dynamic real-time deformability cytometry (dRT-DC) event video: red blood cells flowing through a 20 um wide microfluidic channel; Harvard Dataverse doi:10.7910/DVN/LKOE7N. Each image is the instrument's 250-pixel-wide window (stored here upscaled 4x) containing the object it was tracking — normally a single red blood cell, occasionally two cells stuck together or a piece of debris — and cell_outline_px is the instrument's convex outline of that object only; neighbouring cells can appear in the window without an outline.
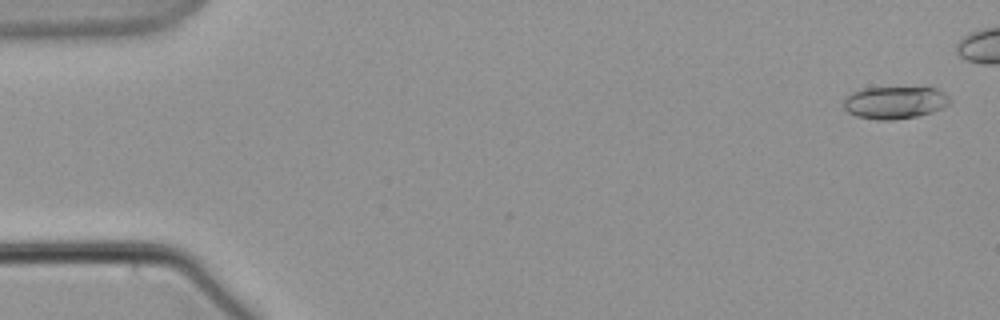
{"species": "common noctule bat (a hibernating species)", "species_latin": "Nyctalus noctula", "temperature_condition": "warm", "stored_images_in_passage": 15, "camera_frame_rate_fps": 3000, "um_per_image_px": 0.085, "animal": {"sex": "male", "body_mass_g": 21.5, "forearm_length_mm": 52.0}, "frame": {"image": 1, "passage_image": 2, "time_ms": 0.333, "image_size_px": [1000, 320], "cell_outline_px": [[952, 100], [948, 104], [932, 112], [916, 116], [892, 120], [876, 120], [856, 116], [848, 112], [844, 108], [844, 100], [852, 92], [864, 88], [936, 88], [944, 92]], "centroid_in_image_um": [76.05, 8.72], "position_along_channel_um": 8.9, "area_um2": 19.88}}